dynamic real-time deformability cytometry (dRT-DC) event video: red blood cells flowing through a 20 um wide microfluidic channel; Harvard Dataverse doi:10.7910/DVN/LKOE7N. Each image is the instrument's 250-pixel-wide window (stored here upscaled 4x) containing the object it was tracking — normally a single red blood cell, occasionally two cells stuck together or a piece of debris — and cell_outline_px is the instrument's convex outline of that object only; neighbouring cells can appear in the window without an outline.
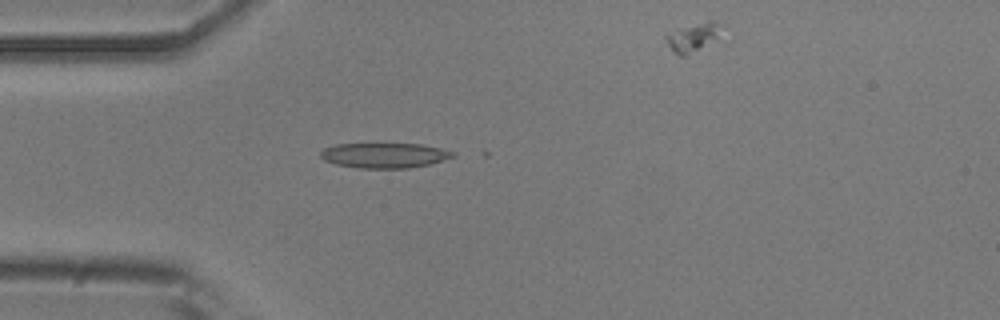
{"species": "common noctule bat (a hibernating species)", "species_latin": "Nyctalus noctula", "temperature_condition": "room temperature", "stored_images_in_passage": 23, "camera_frame_rate_fps": 3000, "um_per_image_px": 0.085, "animal": {"sex": "male", "body_mass_g": 20.5, "forearm_length_mm": 52.5}, "frame": {"image": 1, "passage_image": 15, "time_ms": 4.667, "image_size_px": [1000, 320], "cell_outline_px": [[456, 156], [428, 164], [408, 168], [360, 168], [336, 164], [324, 160], [320, 156], [320, 152], [324, 148], [336, 144], [420, 144], [440, 148], [456, 152]], "centroid_in_image_um": [32.67, 13.2], "position_along_channel_um": 52.3, "area_um2": 19.19}}
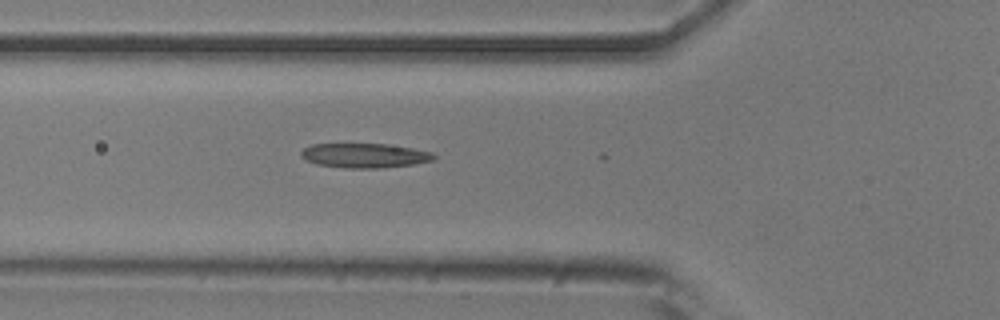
{"frame": {"image": 2, "passage_image": 19, "time_ms": 6.0, "image_size_px": [1000, 320], "cell_outline_px": [[436, 160], [412, 164], [384, 168], [348, 168], [316, 164], [304, 160], [300, 156], [300, 152], [304, 148], [312, 144], [388, 144], [412, 148], [432, 152], [436, 156]], "centroid_in_image_um": [30.99, 13.22], "position_along_channel_um": 94.8, "area_um2": 19.07}}
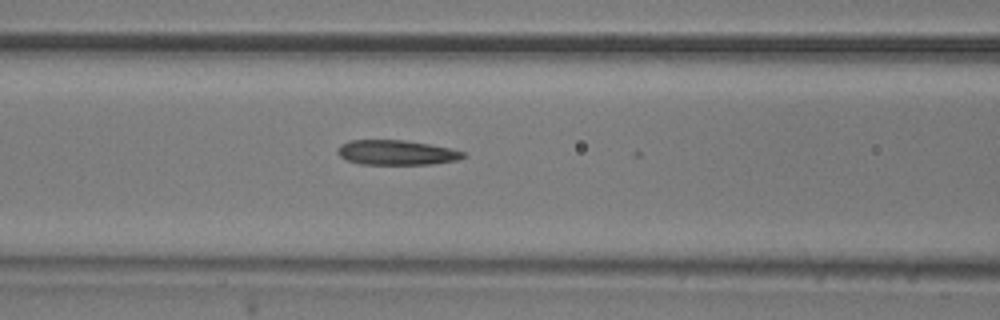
{"frame": {"image": 3, "passage_image": 22, "time_ms": 7.0, "image_size_px": [1000, 320], "cell_outline_px": [[468, 156], [456, 160], [432, 164], [360, 164], [348, 160], [340, 156], [336, 152], [340, 144], [348, 140], [404, 140], [452, 148], [464, 152]], "centroid_in_image_um": [33.7, 12.96], "position_along_channel_um": 132.9, "area_um2": 18.21}}